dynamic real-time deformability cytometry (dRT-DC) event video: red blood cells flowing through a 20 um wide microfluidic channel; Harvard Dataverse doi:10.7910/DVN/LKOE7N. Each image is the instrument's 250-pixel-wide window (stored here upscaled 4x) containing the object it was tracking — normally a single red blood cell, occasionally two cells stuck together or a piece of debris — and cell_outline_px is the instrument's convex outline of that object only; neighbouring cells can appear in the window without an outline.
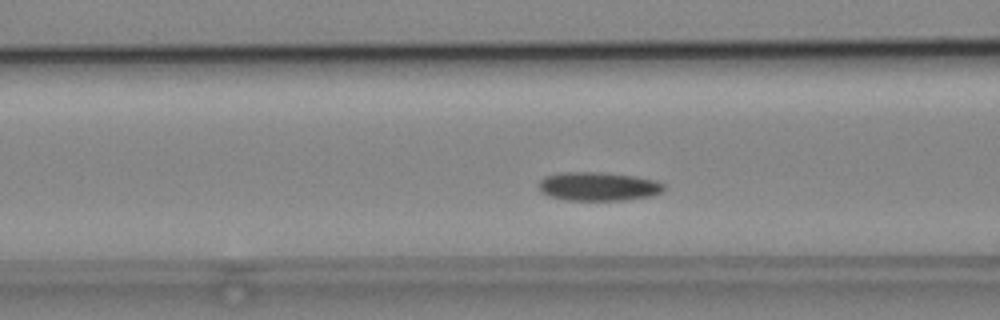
{"species": "common noctule bat (a hibernating species)", "species_latin": "Nyctalus noctula", "temperature_condition": "cold", "stored_images_in_passage": 38, "camera_frame_rate_fps": 3000, "um_per_image_px": 0.085, "animal": {"sex": "male", "body_mass_g": 19.2, "forearm_length_mm": 51.8}, "frame": {"image": 1, "passage_image": 5, "time_ms": 1.333, "image_size_px": [1000, 320], "cell_outline_px": [[664, 192], [652, 196], [624, 200], [568, 200], [548, 196], [540, 192], [540, 180], [544, 176], [560, 172], [600, 172], [632, 176], [656, 180], [664, 184]], "centroid_in_image_um": [50.86, 15.85], "position_along_channel_um": 115.7, "area_um2": 21.04}}
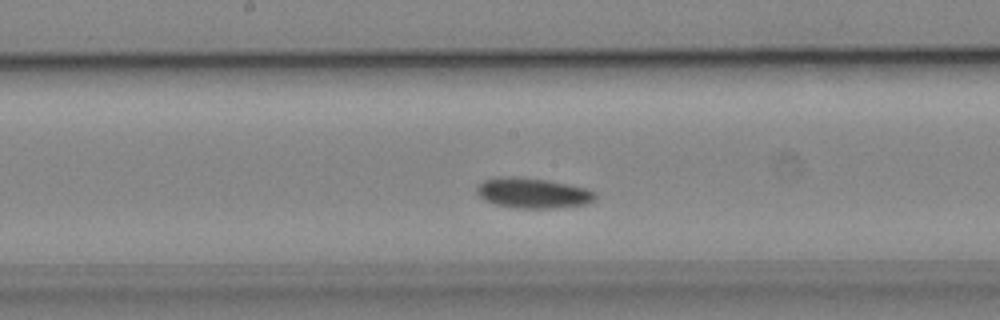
{"frame": {"image": 2, "passage_image": 12, "time_ms": 3.667, "image_size_px": [1000, 320], "cell_outline_px": [[596, 196], [588, 204], [556, 208], [512, 208], [496, 204], [484, 200], [476, 192], [476, 188], [484, 180], [500, 176], [520, 176], [544, 180], [588, 188], [596, 192]], "centroid_in_image_um": [45.28, 16.41], "position_along_channel_um": 202.9, "area_um2": 20.98}}
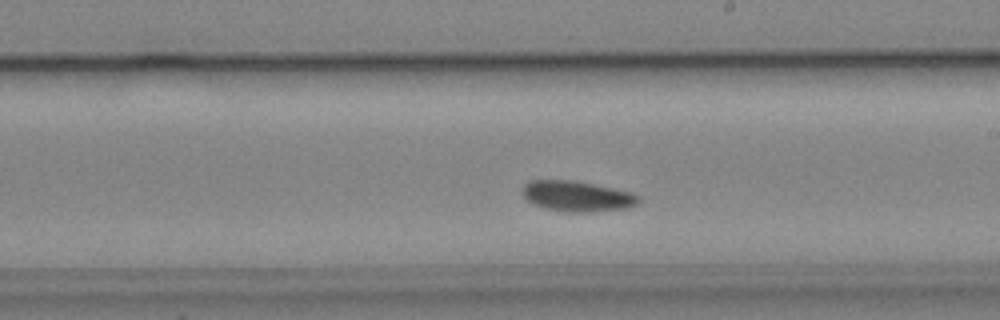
{"frame": {"image": 3, "passage_image": 15, "time_ms": 4.667, "image_size_px": [1000, 320], "cell_outline_px": [[640, 200], [636, 204], [624, 208], [592, 212], [568, 212], [544, 208], [532, 204], [520, 192], [520, 188], [528, 180], [572, 180], [632, 192], [640, 196]], "centroid_in_image_um": [48.99, 16.67], "position_along_channel_um": 240.0, "area_um2": 20.75}, "authors_computed_cell_mechanics": {"area_um2": 20.1433, "velocity_mm_per_s": 3.7414, "shape_relaxation_time_tau1_ms": 2.5312, "shape_relaxation_time_tau2_ms": null, "deformation_change_tau1": 0.0473, "deformation_change_tau2": null}}